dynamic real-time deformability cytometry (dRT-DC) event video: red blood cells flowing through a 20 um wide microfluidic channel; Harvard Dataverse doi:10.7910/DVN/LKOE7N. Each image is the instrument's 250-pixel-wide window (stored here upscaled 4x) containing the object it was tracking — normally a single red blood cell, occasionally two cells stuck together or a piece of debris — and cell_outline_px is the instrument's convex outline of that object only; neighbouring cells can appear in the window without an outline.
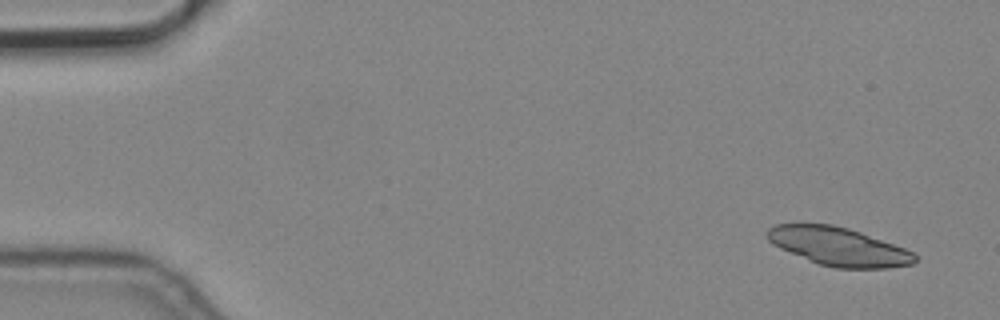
{"species": "common noctule bat (a hibernating species)", "species_latin": "Nyctalus noctula", "temperature_condition": "cold", "stored_images_in_passage": 6, "camera_frame_rate_fps": 3000, "um_per_image_px": 0.085, "animal": {"sex": "male", "body_mass_g": 19.2, "forearm_length_mm": 51.8}, "frame": {"image": 1, "passage_image": 1, "time_ms": 0.0, "image_size_px": [1000, 320], "cell_outline_px": [[916, 260], [912, 264], [888, 268], [836, 268], [820, 264], [780, 248], [772, 244], [764, 236], [768, 228], [776, 224], [832, 224], [848, 228], [860, 232], [904, 248], [912, 252], [916, 256]], "centroid_in_image_um": [71.24, 20.95], "position_along_channel_um": 13.8, "area_um2": 32.66}}